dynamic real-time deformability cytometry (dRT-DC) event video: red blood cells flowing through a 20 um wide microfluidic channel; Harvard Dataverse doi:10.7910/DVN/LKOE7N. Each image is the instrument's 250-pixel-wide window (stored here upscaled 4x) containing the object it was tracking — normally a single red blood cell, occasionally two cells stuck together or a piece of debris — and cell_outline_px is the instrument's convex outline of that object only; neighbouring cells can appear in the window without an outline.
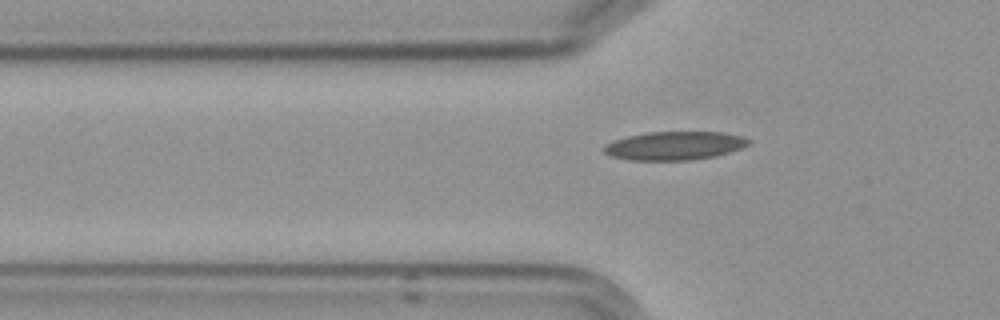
{"species": "Egyptian fruit bat (a non-hibernating species)", "species_latin": "Rousettus aegyptiacus", "temperature_condition": "cold", "stored_images_in_passage": 3, "camera_frame_rate_fps": 3000, "um_per_image_px": 0.085, "frame": {"image": 1, "passage_image": 3, "time_ms": 3.333, "image_size_px": [1000, 320], "cell_outline_px": [[752, 140], [748, 144], [740, 148], [716, 156], [692, 160], [632, 160], [612, 156], [604, 152], [600, 148], [604, 144], [612, 140], [628, 136], [648, 132], [724, 132], [744, 136]], "centroid_in_image_um": [57.32, 12.38], "position_along_channel_um": 68.5, "area_um2": 24.16}}